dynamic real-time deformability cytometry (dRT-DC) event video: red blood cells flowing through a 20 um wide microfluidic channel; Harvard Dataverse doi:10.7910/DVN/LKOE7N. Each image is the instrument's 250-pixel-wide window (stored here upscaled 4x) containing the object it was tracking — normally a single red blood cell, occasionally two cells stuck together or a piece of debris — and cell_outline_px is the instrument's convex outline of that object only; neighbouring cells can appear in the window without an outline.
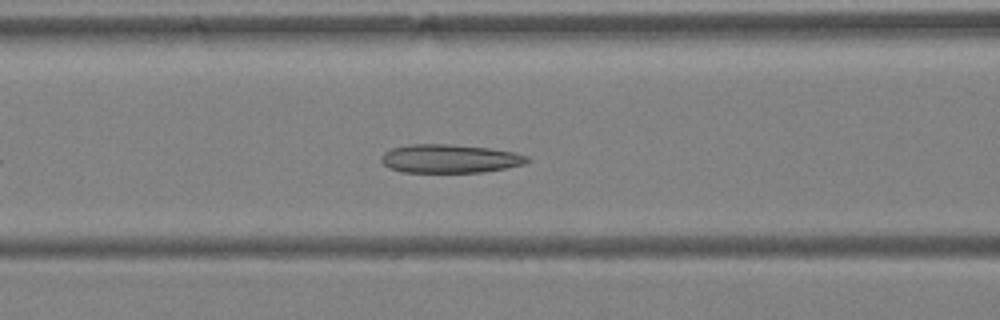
{"species": "Egyptian fruit bat (a non-hibernating species)", "species_latin": "Rousettus aegyptiacus", "temperature_condition": "warm", "stored_images_in_passage": 28, "camera_frame_rate_fps": 3000, "um_per_image_px": 0.085, "animal": {"sex": "female"}, "frame": {"image": 1, "passage_image": 9, "time_ms": 2.667, "image_size_px": [1000, 320], "cell_outline_px": [[532, 160], [524, 164], [504, 168], [480, 172], [404, 172], [388, 168], [380, 160], [380, 156], [384, 152], [392, 148], [408, 144], [452, 144], [488, 148], [516, 152], [528, 156]], "centroid_in_image_um": [38.22, 13.48], "position_along_channel_um": 128.4, "area_um2": 24.39}}
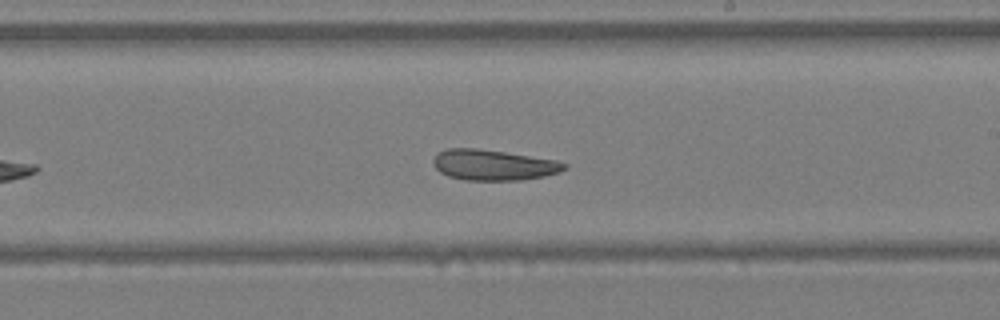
{"frame": {"image": 2, "passage_image": 17, "time_ms": 5.333, "image_size_px": [1000, 320], "cell_outline_px": [[568, 168], [560, 172], [544, 176], [524, 180], [464, 180], [448, 176], [440, 172], [436, 168], [432, 160], [440, 152], [448, 148], [476, 148], [504, 152], [556, 160], [568, 164]], "centroid_in_image_um": [41.97, 14.03], "position_along_channel_um": 247.0, "area_um2": 23.35}}
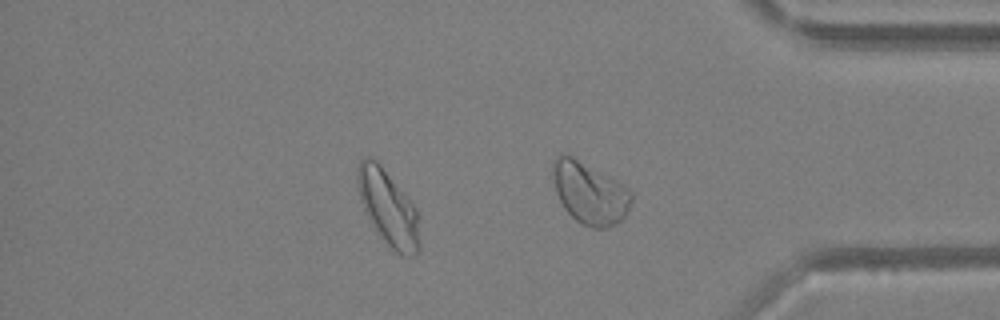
{"frame": {"image": 3, "passage_image": 27, "time_ms": 8.667, "image_size_px": [1000, 320], "cell_outline_px": [[420, 252], [416, 256], [404, 256], [396, 252], [376, 232], [364, 212], [360, 200], [356, 180], [356, 168], [360, 160], [368, 156], [372, 156], [380, 164], [408, 196], [416, 208], [420, 240]], "centroid_in_image_um": [32.98, 17.66], "position_along_channel_um": 402.2, "area_um2": 27.69}, "authors_computed_cell_mechanics": {"area_um2": 24.276, "velocity_mm_per_s": 4.4731, "shape_relaxation_time_tau1_ms": null, "shape_relaxation_time_tau2_ms": 7.3851, "deformation_change_tau1": null, "deformation_change_tau2": 0.1477}}